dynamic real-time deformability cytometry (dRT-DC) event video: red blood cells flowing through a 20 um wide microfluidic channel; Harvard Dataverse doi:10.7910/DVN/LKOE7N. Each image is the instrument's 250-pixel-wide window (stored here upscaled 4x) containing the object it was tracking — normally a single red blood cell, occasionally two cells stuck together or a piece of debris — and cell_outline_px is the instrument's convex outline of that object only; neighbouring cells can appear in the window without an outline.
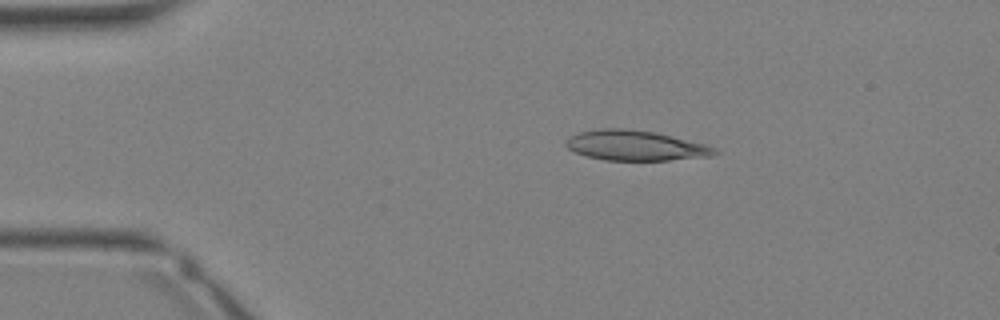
{"species": "Egyptian fruit bat (a non-hibernating species)", "species_latin": "Rousettus aegyptiacus", "temperature_condition": "warm", "stored_images_in_passage": 30, "camera_frame_rate_fps": 3000, "um_per_image_px": 0.085, "animal": {"sex": "female"}, "frame": {"image": 1, "passage_image": 3, "time_ms": 0.667, "image_size_px": [1000, 320], "cell_outline_px": [[720, 152], [712, 156], [668, 160], [604, 160], [588, 156], [576, 152], [568, 148], [564, 144], [572, 136], [580, 132], [600, 128], [624, 128], [656, 132], [704, 144]], "centroid_in_image_um": [54.01, 12.37], "position_along_channel_um": 31.0, "area_um2": 25.78}}
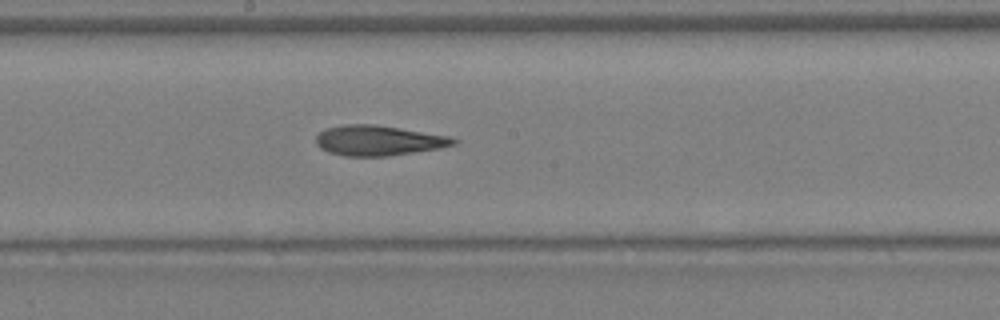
{"frame": {"image": 2, "passage_image": 15, "time_ms": 4.667, "image_size_px": [1000, 320], "cell_outline_px": [[460, 140], [456, 144], [440, 148], [388, 156], [344, 156], [328, 152], [320, 148], [316, 144], [316, 136], [324, 128], [344, 124], [376, 124], [448, 136]], "centroid_in_image_um": [32.14, 11.94], "position_along_channel_um": 216.1, "area_um2": 24.28}}
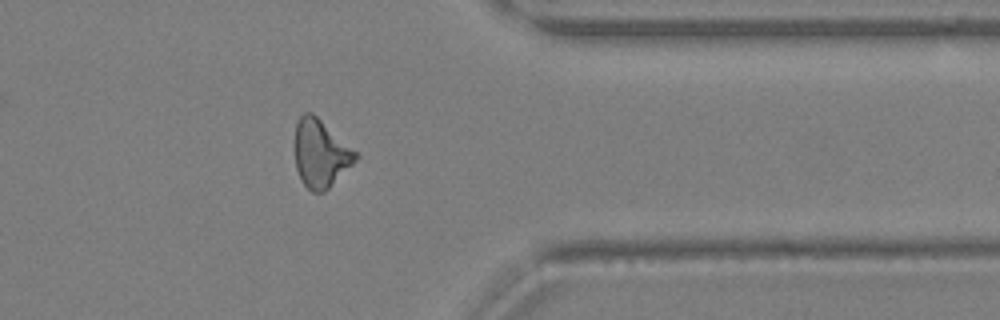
{"frame": {"image": 3, "passage_image": 24, "time_ms": 7.667, "image_size_px": [1000, 320], "cell_outline_px": [[360, 156], [324, 192], [312, 192], [300, 180], [296, 168], [296, 120], [304, 112], [312, 112], [356, 152]], "centroid_in_image_um": [27.23, 13.05], "position_along_channel_um": 384.2, "area_um2": 23.47}}